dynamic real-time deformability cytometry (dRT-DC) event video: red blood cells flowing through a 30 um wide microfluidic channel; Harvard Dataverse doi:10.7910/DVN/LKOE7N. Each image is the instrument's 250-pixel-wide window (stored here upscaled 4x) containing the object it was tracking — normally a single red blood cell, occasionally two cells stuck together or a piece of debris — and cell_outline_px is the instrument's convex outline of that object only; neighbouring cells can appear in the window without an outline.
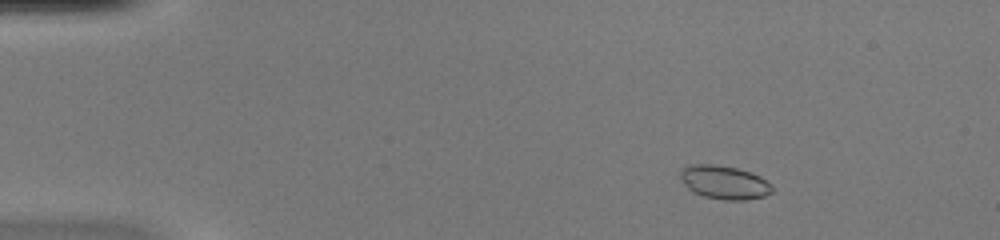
{"species": "common noctule bat (a hibernating species)", "species_latin": "Nyctalus noctula", "temperature_condition": "warm", "stored_images_in_passage": 50, "camera_frame_rate_fps": 3000, "um_per_image_px": 0.085, "animal": {"sex": "female", "body_mass_g": 20.0, "forearm_length_mm": 54.0}, "frame": {"image": 1, "passage_image": 7, "time_ms": 2.0, "image_size_px": [1000, 240], "cell_outline_px": [[772, 192], [764, 196], [744, 200], [724, 200], [704, 196], [692, 192], [688, 188], [680, 176], [680, 168], [688, 164], [712, 164], [736, 168], [760, 176], [772, 184]], "centroid_in_image_um": [61.54, 15.49], "position_along_channel_um": 23.5, "area_um2": 17.92}}
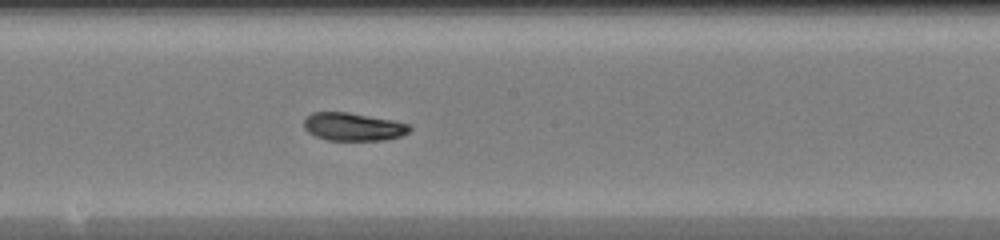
{"frame": {"image": 2, "passage_image": 28, "time_ms": 9.0, "image_size_px": [1000, 240], "cell_outline_px": [[412, 128], [408, 132], [400, 136], [384, 140], [328, 140], [316, 136], [308, 132], [304, 128], [304, 120], [312, 112], [348, 112], [396, 120], [412, 124]], "centroid_in_image_um": [30.07, 10.76], "position_along_channel_um": 218.1, "area_um2": 17.4}}
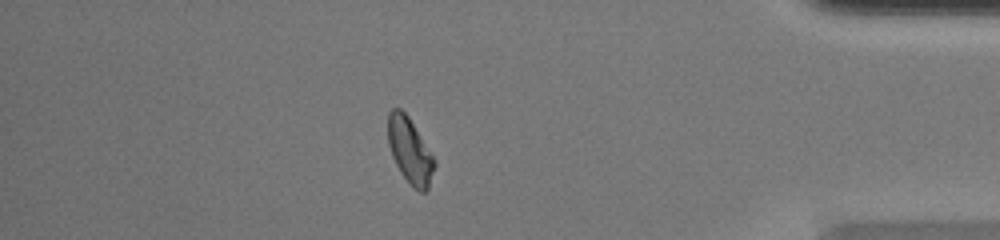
{"frame": {"image": 3, "passage_image": 44, "time_ms": 14.333, "image_size_px": [1000, 240], "cell_outline_px": [[436, 164], [428, 188], [424, 192], [420, 192], [400, 172], [392, 156], [388, 144], [388, 112], [392, 108], [400, 108], [408, 116], [436, 160]], "centroid_in_image_um": [34.84, 12.78], "position_along_channel_um": 400.4, "area_um2": 17.51}, "authors_computed_cell_mechanics": {"area_um2": 17.8602, "velocity_mm_per_s": 4.0752, "shape_relaxation_time_tau1_ms": 6.0049, "shape_relaxation_time_tau2_ms": 2.8298, "deformation_change_tau1": 0.2066, "deformation_change_tau2": 0.0665}}